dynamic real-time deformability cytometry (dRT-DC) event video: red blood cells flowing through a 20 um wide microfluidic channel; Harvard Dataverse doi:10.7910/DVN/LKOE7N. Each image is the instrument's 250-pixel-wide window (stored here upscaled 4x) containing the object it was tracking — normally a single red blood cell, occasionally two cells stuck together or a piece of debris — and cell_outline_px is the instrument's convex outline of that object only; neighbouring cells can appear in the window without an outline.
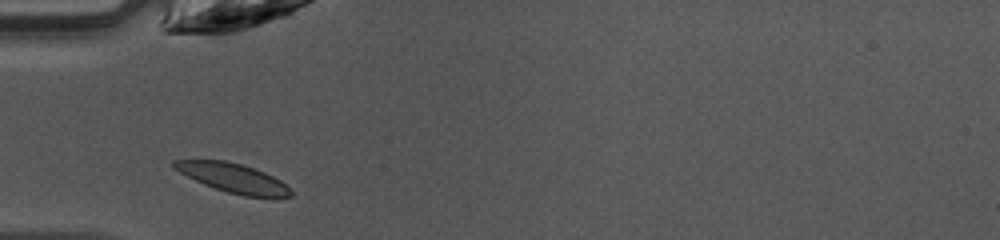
{"species": "common noctule bat (a hibernating species)", "species_latin": "Nyctalus noctula", "temperature_condition": "warm", "stored_images_in_passage": 33, "camera_frame_rate_fps": 3000, "um_per_image_px": 0.085, "animal": {"sex": "female", "body_mass_g": 10.0, "forearm_length_mm": 53.1}, "frame": {"image": 1, "passage_image": 1, "time_ms": 0.0, "image_size_px": [1000, 240], "cell_outline_px": [[292, 196], [244, 196], [228, 192], [204, 184], [172, 168], [172, 160], [224, 160], [240, 164], [264, 172], [280, 180], [292, 192]], "centroid_in_image_um": [19.76, 15.11], "position_along_channel_um": 65.2, "area_um2": 19.25}}
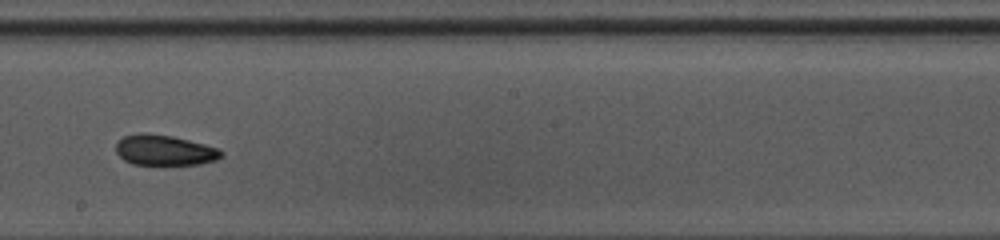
{"frame": {"image": 2, "passage_image": 13, "time_ms": 4.0, "image_size_px": [1000, 240], "cell_outline_px": [[224, 152], [216, 160], [200, 164], [132, 164], [124, 160], [116, 152], [116, 144], [124, 136], [140, 132], [144, 132], [172, 136], [220, 148]], "centroid_in_image_um": [13.98, 12.76], "position_along_channel_um": 234.2, "area_um2": 18.61}}
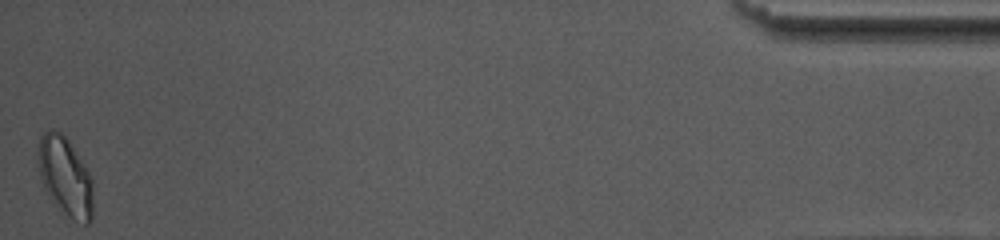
{"frame": {"image": 3, "passage_image": 33, "time_ms": 10.667, "image_size_px": [1000, 240], "cell_outline_px": [[92, 220], [88, 224], [68, 224], [44, 188], [40, 176], [36, 156], [36, 148], [40, 136], [44, 132], [52, 128], [60, 132], [68, 140], [84, 164], [92, 180]], "centroid_in_image_um": [5.52, 15.09], "position_along_channel_um": 429.7, "area_um2": 26.18}, "authors_computed_cell_mechanics": {"area_um2": 18.9006, "velocity_mm_per_s": 4.2389, "shape_relaxation_time_tau1_ms": null, "shape_relaxation_time_tau2_ms": 5.0465, "deformation_change_tau1": null, "deformation_change_tau2": 0.1083}}